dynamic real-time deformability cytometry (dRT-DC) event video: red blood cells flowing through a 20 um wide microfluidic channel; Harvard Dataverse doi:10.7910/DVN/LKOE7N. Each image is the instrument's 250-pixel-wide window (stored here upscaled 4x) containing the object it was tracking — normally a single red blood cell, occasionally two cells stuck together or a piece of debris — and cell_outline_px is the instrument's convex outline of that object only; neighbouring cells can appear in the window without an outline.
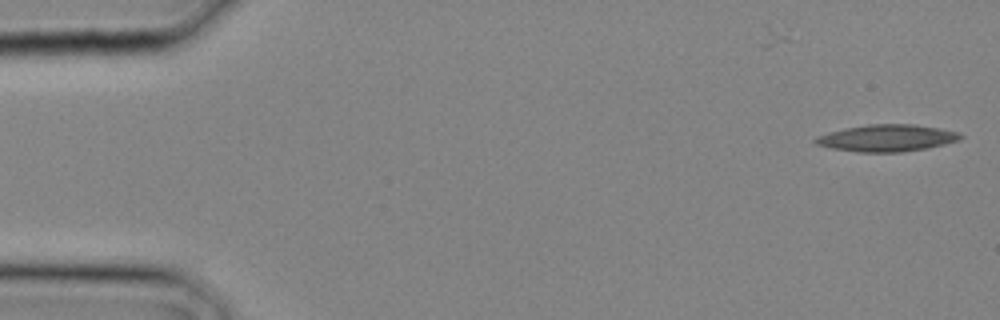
{"species": "common noctule bat (a hibernating species)", "species_latin": "Nyctalus noctula", "temperature_condition": "cold", "stored_images_in_passage": 2, "segment_of_instrument_passage": [2, 2], "camera_frame_rate_fps": 3000, "um_per_image_px": 0.085, "animal": {"sex": "male", "body_mass_g": 20.4}, "frame": {"image": 1, "passage_image": 2, "time_ms": 0.333, "image_size_px": [1000, 320], "cell_outline_px": [[964, 136], [956, 140], [944, 144], [928, 148], [900, 152], [856, 152], [832, 148], [816, 144], [812, 140], [816, 136], [828, 132], [868, 124], [916, 124], [940, 128], [960, 132]], "centroid_in_image_um": [75.38, 11.73], "position_along_channel_um": 9.6, "area_um2": 22.72}}